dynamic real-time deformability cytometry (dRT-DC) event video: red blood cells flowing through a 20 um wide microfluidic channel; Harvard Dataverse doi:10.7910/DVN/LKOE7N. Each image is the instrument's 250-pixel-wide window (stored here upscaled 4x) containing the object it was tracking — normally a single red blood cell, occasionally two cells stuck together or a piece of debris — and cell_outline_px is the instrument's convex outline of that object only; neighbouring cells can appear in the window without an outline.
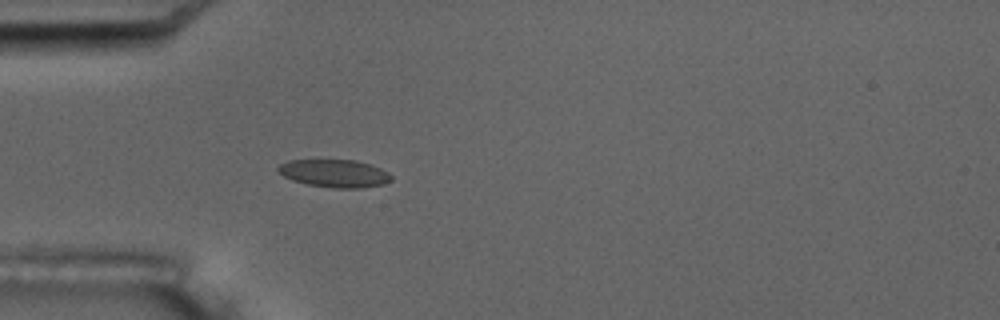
{"species": "common noctule bat (a hibernating species)", "species_latin": "Nyctalus noctula", "temperature_condition": "room temperature", "stored_images_in_passage": 6, "camera_frame_rate_fps": 3000, "um_per_image_px": 0.085, "animal": {"sex": "male", "body_mass_g": 17.5, "forearm_length_mm": 52.3}, "frame": {"image": 1, "passage_image": 6, "time_ms": 5.667, "image_size_px": [1000, 320], "cell_outline_px": [[392, 180], [384, 184], [360, 188], [332, 188], [308, 184], [292, 180], [284, 176], [276, 168], [280, 164], [288, 160], [356, 160], [372, 164], [380, 168], [392, 176]], "centroid_in_image_um": [28.45, 14.73], "position_along_channel_um": 56.6, "area_um2": 18.32}}